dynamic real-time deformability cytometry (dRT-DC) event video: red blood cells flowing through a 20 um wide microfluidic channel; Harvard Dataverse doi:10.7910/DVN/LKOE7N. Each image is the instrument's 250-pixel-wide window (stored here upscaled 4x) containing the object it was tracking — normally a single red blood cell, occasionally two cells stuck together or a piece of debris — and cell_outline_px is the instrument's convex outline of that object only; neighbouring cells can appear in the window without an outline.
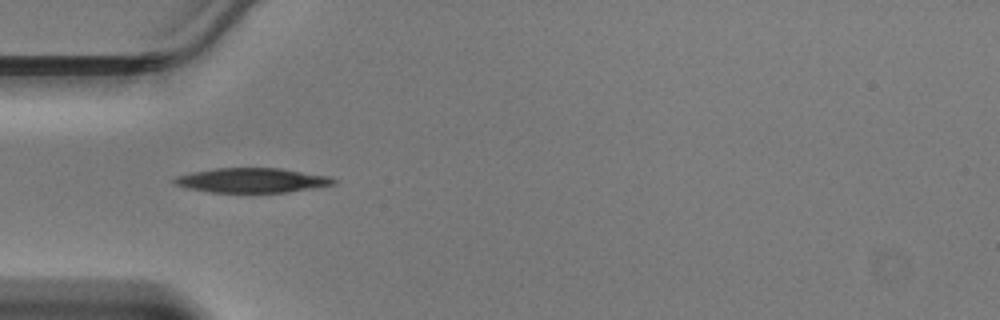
{"species": "Egyptian fruit bat (a non-hibernating species)", "species_latin": "Rousettus aegyptiacus", "temperature_condition": "warm", "stored_images_in_passage": 27, "camera_frame_rate_fps": 3000, "um_per_image_px": 0.085, "animal": {"sex": "male"}, "frame": {"image": 1, "passage_image": 1, "time_ms": 0.0, "image_size_px": [1000, 320], "cell_outline_px": [[336, 184], [288, 192], [212, 192], [188, 188], [176, 184], [172, 180], [176, 176], [192, 172], [216, 168], [280, 168], [328, 176], [336, 180]], "centroid_in_image_um": [21.42, 15.32], "position_along_channel_um": 63.6, "area_um2": 22.6}}
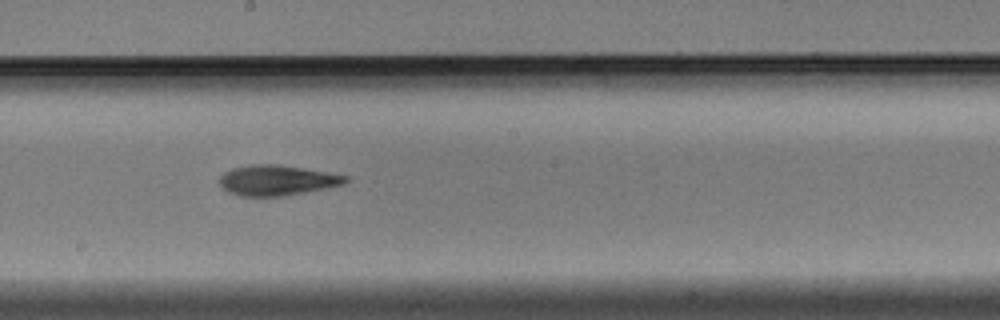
{"frame": {"image": 2, "passage_image": 12, "time_ms": 3.667, "image_size_px": [1000, 320], "cell_outline_px": [[348, 180], [344, 184], [284, 196], [240, 196], [228, 192], [216, 180], [224, 172], [232, 168], [252, 164], [276, 164], [348, 176]], "centroid_in_image_um": [23.47, 15.33], "position_along_channel_um": 224.7, "area_um2": 22.02}}
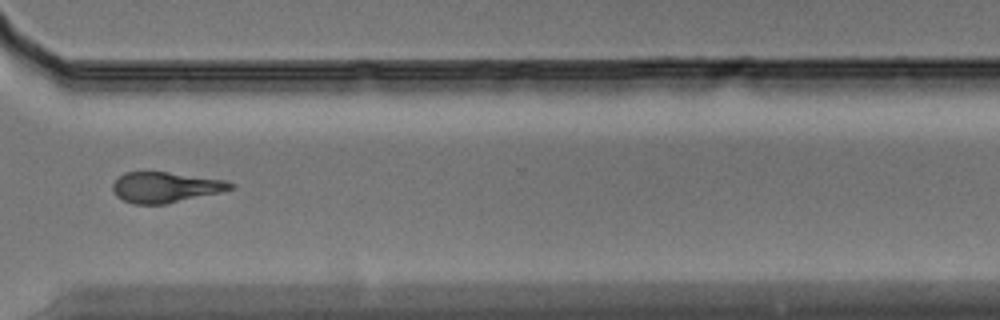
{"frame": {"image": 3, "passage_image": 21, "time_ms": 6.667, "image_size_px": [1000, 320], "cell_outline_px": [[236, 188], [220, 192], [164, 204], [136, 204], [124, 200], [116, 196], [112, 188], [112, 184], [124, 172], [168, 172], [224, 180], [236, 184]], "centroid_in_image_um": [14.07, 15.91], "position_along_channel_um": 356.5, "area_um2": 20.75}}